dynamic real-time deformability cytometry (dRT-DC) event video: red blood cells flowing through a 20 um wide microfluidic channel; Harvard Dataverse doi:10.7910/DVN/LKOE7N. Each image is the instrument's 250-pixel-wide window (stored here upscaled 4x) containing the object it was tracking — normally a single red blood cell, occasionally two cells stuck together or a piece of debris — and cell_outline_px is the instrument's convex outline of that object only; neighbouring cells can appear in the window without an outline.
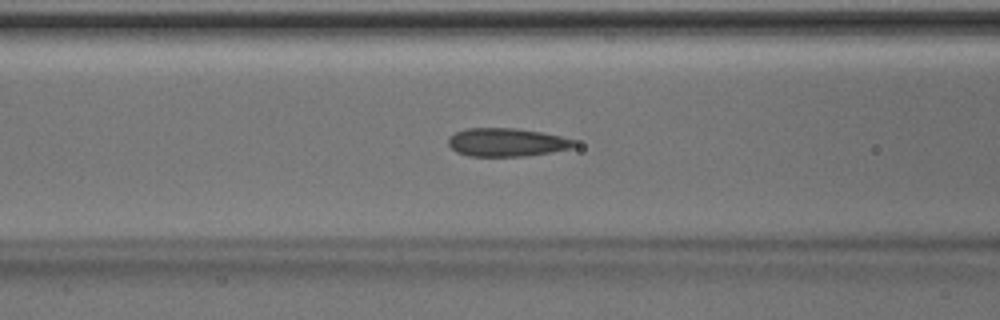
{"species": "Egyptian fruit bat (a non-hibernating species)", "species_latin": "Rousettus aegyptiacus", "temperature_condition": "room temperature", "stored_images_in_passage": 46, "camera_frame_rate_fps": 3000, "um_per_image_px": 0.085, "animal": {"sex": "male"}, "frame": {"image": 1, "passage_image": 16, "time_ms": 5.0, "image_size_px": [1000, 320], "cell_outline_px": [[576, 144], [572, 148], [552, 152], [528, 156], [468, 156], [456, 152], [448, 144], [448, 136], [464, 128], [516, 128], [544, 132], [576, 140]], "centroid_in_image_um": [43.07, 12.09], "position_along_channel_um": 123.5, "area_um2": 21.04}}
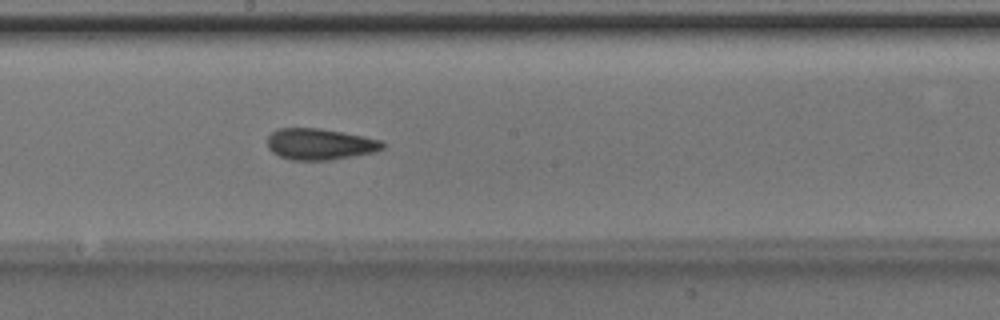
{"frame": {"image": 2, "passage_image": 23, "time_ms": 7.333, "image_size_px": [1000, 320], "cell_outline_px": [[384, 148], [376, 152], [328, 160], [292, 160], [280, 156], [272, 152], [268, 148], [268, 136], [276, 128], [320, 128], [344, 132], [364, 136], [380, 140], [384, 144]], "centroid_in_image_um": [27.19, 12.24], "position_along_channel_um": 221.0, "area_um2": 21.04}}
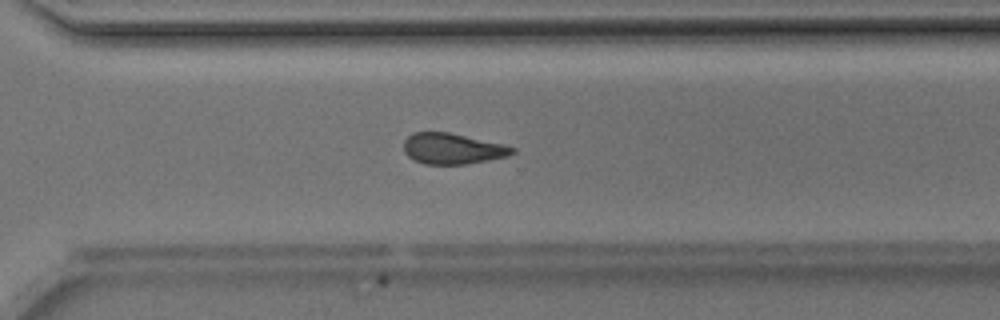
{"frame": {"image": 3, "passage_image": 31, "time_ms": 10.0, "image_size_px": [1000, 320], "cell_outline_px": [[516, 152], [508, 156], [468, 164], [424, 164], [412, 160], [404, 152], [404, 140], [412, 132], [448, 132], [500, 144], [516, 148]], "centroid_in_image_um": [38.42, 12.65], "position_along_channel_um": 332.2, "area_um2": 19.42}, "authors_computed_cell_mechanics": {"area_um2": 20.5768, "velocity_mm_per_s": 4.1926, "shape_relaxation_time_tau1_ms": 5.7566, "shape_relaxation_time_tau2_ms": 3.4783, "deformation_change_tau1": 0.116, "deformation_change_tau2": 0.0866}}